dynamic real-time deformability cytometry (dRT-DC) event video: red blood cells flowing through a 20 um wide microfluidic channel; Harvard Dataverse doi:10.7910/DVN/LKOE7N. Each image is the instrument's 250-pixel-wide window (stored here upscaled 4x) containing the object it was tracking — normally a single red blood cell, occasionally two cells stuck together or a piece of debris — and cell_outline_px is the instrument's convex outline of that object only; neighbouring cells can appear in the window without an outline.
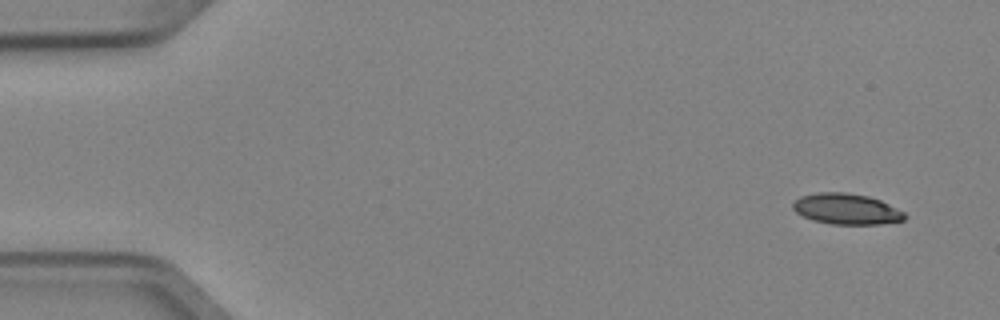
{"species": "Egyptian fruit bat (a non-hibernating species)", "species_latin": "Rousettus aegyptiacus", "temperature_condition": "cold", "stored_images_in_passage": 4, "camera_frame_rate_fps": 3000, "um_per_image_px": 0.085, "animal": {"sex": "female"}, "frame": {"image": 1, "passage_image": 1, "time_ms": 0.0, "image_size_px": [1000, 320], "cell_outline_px": [[908, 216], [904, 220], [880, 224], [832, 224], [812, 220], [796, 212], [792, 208], [792, 204], [800, 196], [820, 192], [848, 192], [868, 196], [880, 200], [904, 212]], "centroid_in_image_um": [71.95, 17.76], "position_along_channel_um": 13.0, "area_um2": 20.06}}
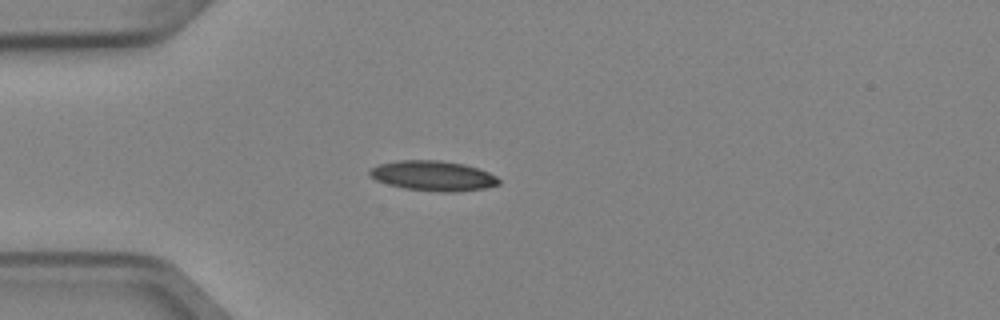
{"frame": {"image": 2, "passage_image": 4, "time_ms": 1.0, "image_size_px": [1000, 320], "cell_outline_px": [[500, 184], [484, 188], [452, 192], [440, 192], [404, 188], [388, 184], [376, 180], [368, 176], [368, 172], [372, 168], [380, 164], [396, 160], [440, 160], [464, 164], [488, 172], [496, 176], [500, 180]], "centroid_in_image_um": [36.79, 14.94], "position_along_channel_um": 48.2, "area_um2": 22.54}}